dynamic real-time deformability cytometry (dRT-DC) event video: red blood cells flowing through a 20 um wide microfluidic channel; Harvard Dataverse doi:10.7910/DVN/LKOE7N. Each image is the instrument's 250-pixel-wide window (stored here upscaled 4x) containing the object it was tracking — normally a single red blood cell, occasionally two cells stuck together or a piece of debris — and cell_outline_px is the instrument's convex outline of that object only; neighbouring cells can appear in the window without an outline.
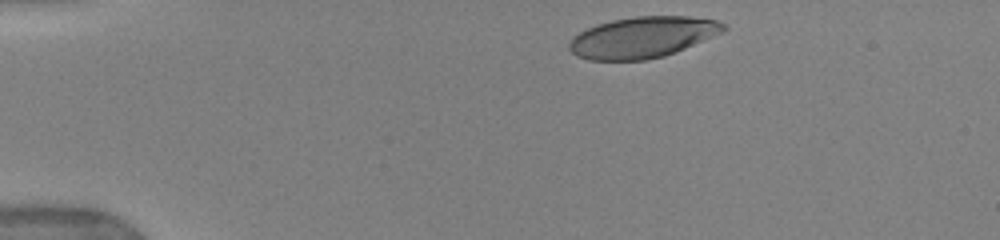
{"species": "human", "species_latin": "Homo sapiens", "temperature_condition": "warm", "stored_images_in_passage": 5, "camera_frame_rate_fps": 3000, "um_per_image_px": 0.085, "donor": {"sex": "female"}, "frame": {"image": 1, "passage_image": 1, "time_ms": 0.0, "image_size_px": [1000, 240], "cell_outline_px": [[728, 28], [724, 32], [676, 52], [664, 56], [644, 60], [588, 60], [576, 56], [568, 48], [568, 44], [572, 36], [596, 24], [612, 20], [636, 16], [688, 16], [716, 20], [728, 24]], "centroid_in_image_um": [54.63, 3.17], "position_along_channel_um": 30.4, "area_um2": 37.22}}